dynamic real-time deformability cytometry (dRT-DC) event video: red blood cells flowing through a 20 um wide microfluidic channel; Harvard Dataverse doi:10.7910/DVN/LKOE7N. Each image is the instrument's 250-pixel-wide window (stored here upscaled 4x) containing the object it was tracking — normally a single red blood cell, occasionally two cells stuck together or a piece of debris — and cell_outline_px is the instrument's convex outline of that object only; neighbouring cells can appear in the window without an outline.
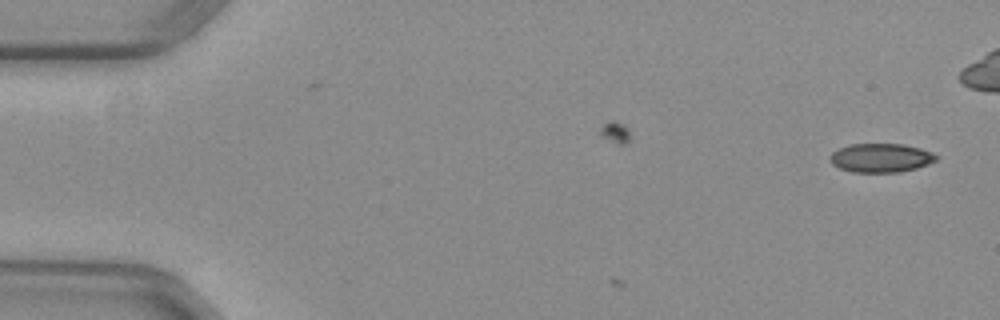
{"species": "common noctule bat (a hibernating species)", "species_latin": "Nyctalus noctula", "temperature_condition": "warm", "stored_images_in_passage": 3, "camera_frame_rate_fps": 3000, "um_per_image_px": 0.085, "animal": {"sex": "female", "body_mass_g": 29.2, "forearm_length_mm": 56.3}, "frame": {"image": 1, "passage_image": 1, "time_ms": 0.0, "image_size_px": [1000, 320], "cell_outline_px": [[940, 156], [936, 160], [928, 164], [916, 168], [900, 172], [852, 172], [840, 168], [832, 164], [828, 156], [832, 152], [848, 144], [904, 144], [920, 148], [932, 152]], "centroid_in_image_um": [74.88, 13.41], "position_along_channel_um": 10.1, "area_um2": 17.98}}